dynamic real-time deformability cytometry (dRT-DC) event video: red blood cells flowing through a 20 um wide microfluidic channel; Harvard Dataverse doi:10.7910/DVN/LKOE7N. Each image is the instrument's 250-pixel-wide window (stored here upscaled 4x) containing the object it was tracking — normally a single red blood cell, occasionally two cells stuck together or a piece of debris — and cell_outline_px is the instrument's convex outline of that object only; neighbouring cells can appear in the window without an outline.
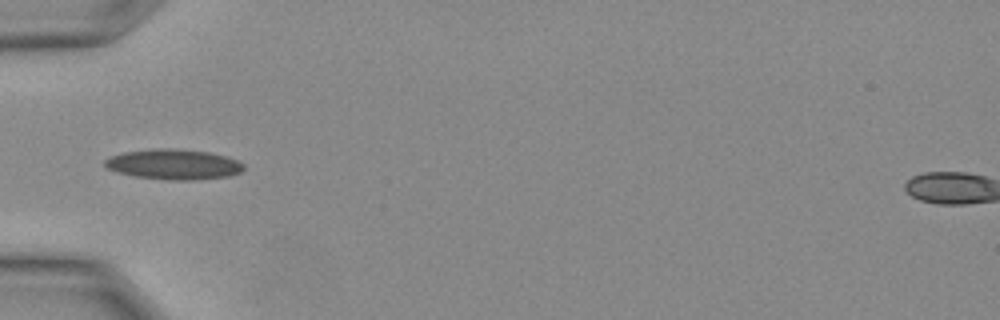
{"species": "Egyptian fruit bat (a non-hibernating species)", "species_latin": "Rousettus aegyptiacus", "temperature_condition": "warm", "stored_images_in_passage": 11, "camera_frame_rate_fps": 3000, "um_per_image_px": 0.085, "animal": {"sex": "female"}, "frame": {"image": 1, "passage_image": 9, "time_ms": 2.667, "image_size_px": [1000, 320], "cell_outline_px": [[244, 168], [240, 172], [228, 176], [192, 180], [176, 180], [136, 176], [120, 172], [108, 168], [104, 164], [104, 160], [112, 156], [124, 152], [156, 148], [172, 148], [212, 152], [228, 156], [240, 160], [244, 164]], "centroid_in_image_um": [14.83, 13.95], "position_along_channel_um": 70.2, "area_um2": 24.39}}